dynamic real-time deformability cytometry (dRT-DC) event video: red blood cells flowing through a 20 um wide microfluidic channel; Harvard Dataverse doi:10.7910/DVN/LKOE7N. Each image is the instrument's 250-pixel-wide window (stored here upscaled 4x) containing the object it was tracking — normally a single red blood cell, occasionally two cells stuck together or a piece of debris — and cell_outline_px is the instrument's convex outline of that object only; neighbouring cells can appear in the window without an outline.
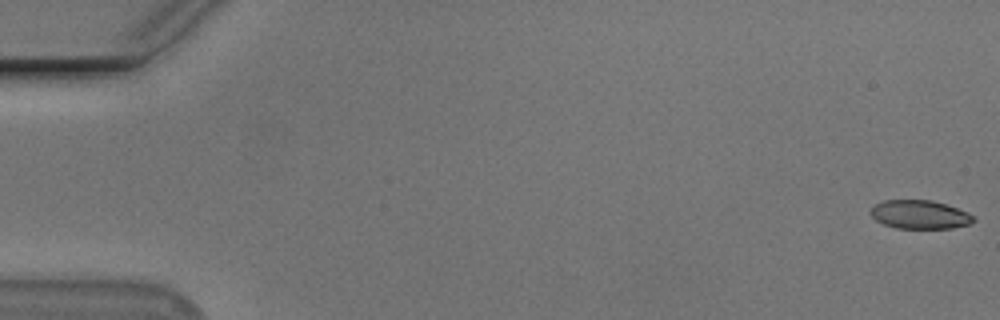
{"species": "Egyptian fruit bat (a non-hibernating species)", "species_latin": "Rousettus aegyptiacus", "temperature_condition": "cold", "stored_images_in_passage": 55, "camera_frame_rate_fps": 3000, "um_per_image_px": 0.085, "animal": {"sex": "male"}, "frame": {"image": 1, "passage_image": 1, "time_ms": 0.0, "image_size_px": [1000, 320], "cell_outline_px": [[976, 220], [968, 224], [952, 228], [896, 228], [884, 224], [876, 220], [872, 216], [872, 208], [876, 204], [884, 200], [932, 200], [968, 212], [976, 216]], "centroid_in_image_um": [78.22, 18.24], "position_along_channel_um": 6.8, "area_um2": 16.99}}
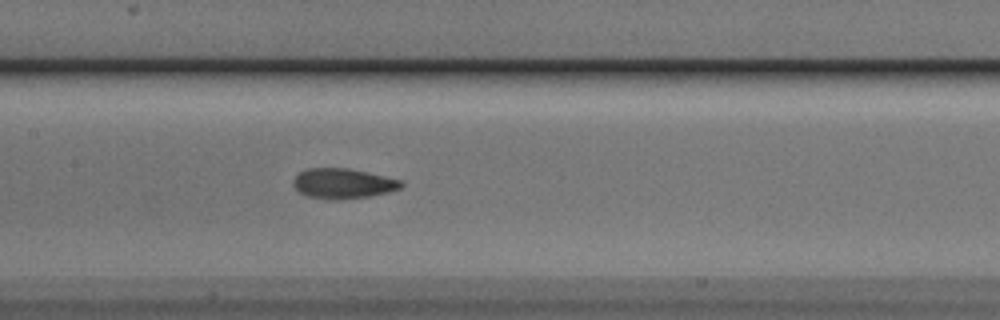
{"frame": {"image": 2, "passage_image": 27, "time_ms": 8.667, "image_size_px": [1000, 320], "cell_outline_px": [[404, 184], [400, 188], [388, 192], [368, 196], [340, 200], [328, 200], [308, 196], [300, 192], [292, 184], [292, 180], [300, 172], [308, 168], [348, 168], [368, 172], [404, 180]], "centroid_in_image_um": [29.17, 15.6], "position_along_channel_um": 178.2, "area_um2": 19.07}}
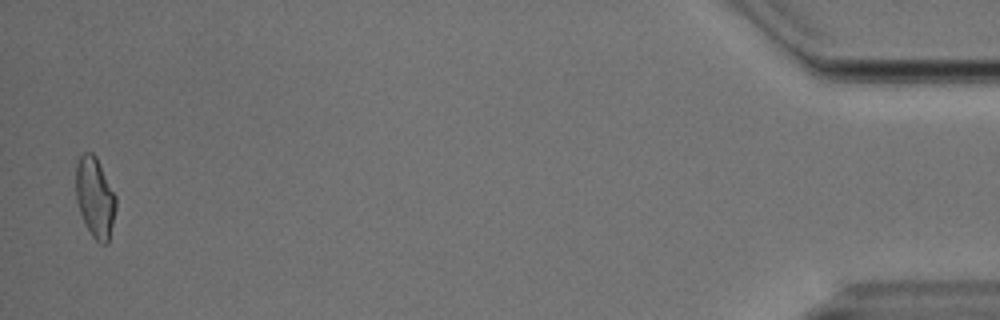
{"frame": {"image": 3, "passage_image": 54, "time_ms": 17.667, "image_size_px": [1000, 320], "cell_outline_px": [[116, 208], [108, 244], [100, 244], [92, 236], [84, 224], [76, 200], [76, 164], [80, 156], [84, 152], [92, 152], [96, 156], [116, 196]], "centroid_in_image_um": [8.07, 16.8], "position_along_channel_um": 427.1, "area_um2": 18.84}, "authors_computed_cell_mechanics": {"area_um2": 18.6116, "velocity_mm_per_s": 3.7724, "shape_relaxation_time_tau1_ms": 3.9176, "shape_relaxation_time_tau2_ms": 1.5165, "deformation_change_tau1": 0.1485, "deformation_change_tau2": 0.0832}}